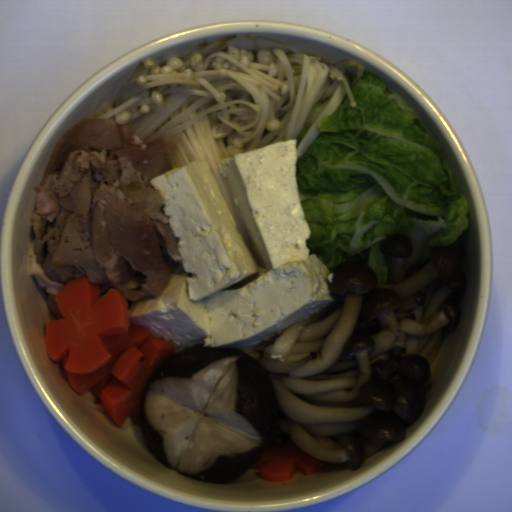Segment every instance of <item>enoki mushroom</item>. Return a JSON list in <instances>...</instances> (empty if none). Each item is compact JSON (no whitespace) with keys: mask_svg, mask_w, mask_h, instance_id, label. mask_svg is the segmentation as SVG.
<instances>
[{"mask_svg":"<svg viewBox=\"0 0 512 512\" xmlns=\"http://www.w3.org/2000/svg\"><path fill=\"white\" fill-rule=\"evenodd\" d=\"M363 68L353 60L331 62L274 39L236 34L198 42L184 56L145 59L114 103L102 101L91 119H115L145 145L180 133L167 170L206 161L245 246L256 257L219 163L297 139L313 105L332 95L297 146L299 158L317 139L318 121L332 115L345 95L356 108L352 87Z\"/></svg>","mask_w":512,"mask_h":512,"instance_id":"1","label":"enoki mushroom"}]
</instances>
